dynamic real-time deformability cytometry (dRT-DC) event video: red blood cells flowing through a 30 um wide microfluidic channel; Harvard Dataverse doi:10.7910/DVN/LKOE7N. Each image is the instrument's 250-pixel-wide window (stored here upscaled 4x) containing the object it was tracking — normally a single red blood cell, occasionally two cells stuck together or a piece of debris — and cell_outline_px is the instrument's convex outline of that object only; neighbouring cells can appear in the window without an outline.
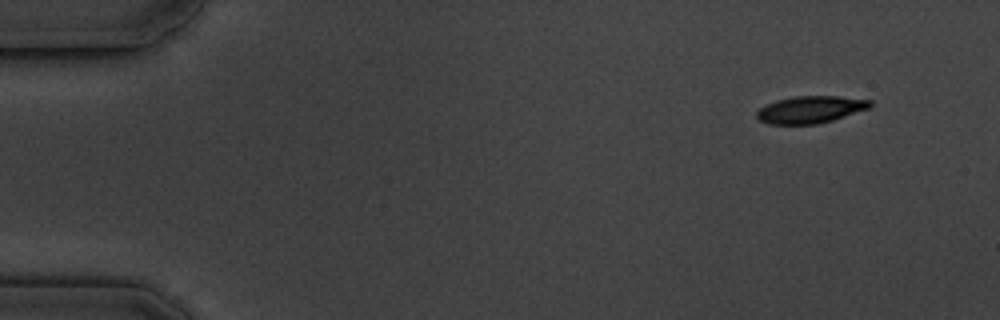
{"species": "common noctule bat (a hibernating species)", "species_latin": "Nyctalus noctula", "temperature_condition": "cold", "stored_images_in_passage": 9, "camera_frame_rate_fps": 3000, "um_per_image_px": 0.085, "animal": {"sex": "male", "body_mass_g": 19.5, "forearm_length_mm": 54.6}, "frame": {"image": 1, "passage_image": 1, "time_ms": 0.0, "image_size_px": [1000, 320], "cell_outline_px": [[872, 108], [832, 120], [816, 124], [768, 124], [760, 120], [756, 116], [756, 112], [760, 108], [776, 100], [796, 96], [836, 96], [872, 100]], "centroid_in_image_um": [68.92, 9.31], "position_along_channel_um": 16.1, "area_um2": 17.92}}